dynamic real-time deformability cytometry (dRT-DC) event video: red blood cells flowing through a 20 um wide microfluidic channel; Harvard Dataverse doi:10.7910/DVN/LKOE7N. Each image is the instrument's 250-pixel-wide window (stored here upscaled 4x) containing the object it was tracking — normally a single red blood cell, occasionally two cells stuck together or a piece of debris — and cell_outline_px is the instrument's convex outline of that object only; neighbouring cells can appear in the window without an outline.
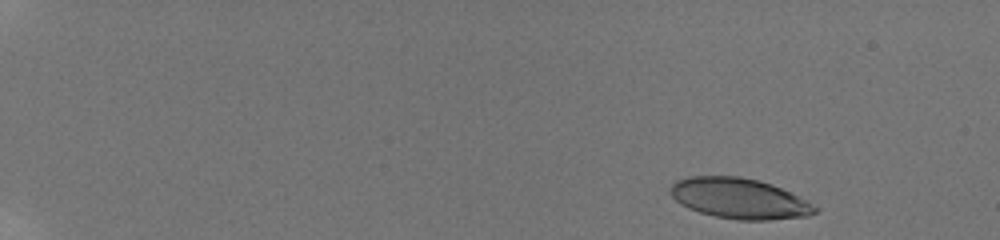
{"species": "human", "species_latin": "Homo sapiens", "temperature_condition": "room temperature", "stored_images_in_passage": 27, "camera_frame_rate_fps": 3000, "um_per_image_px": 0.085, "donor": {"sex": "male"}, "frame": {"image": 1, "passage_image": 1, "time_ms": 0.0, "image_size_px": [1000, 240], "cell_outline_px": [[820, 208], [816, 212], [808, 216], [768, 220], [740, 220], [716, 216], [700, 212], [688, 208], [680, 204], [672, 196], [668, 188], [676, 180], [688, 176], [740, 176], [772, 184], [808, 200]], "centroid_in_image_um": [62.85, 16.86], "position_along_channel_um": 22.1, "area_um2": 34.28}}
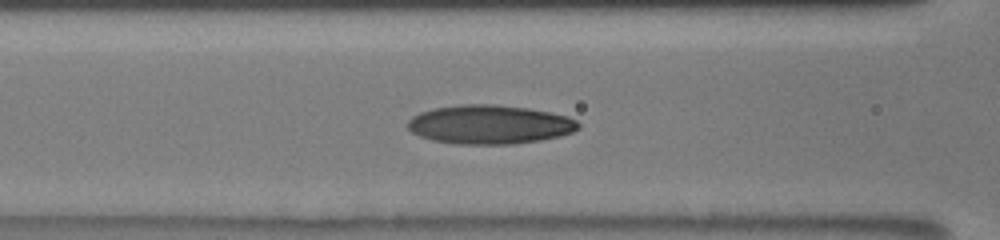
{"frame": {"image": 2, "passage_image": 13, "time_ms": 4.0, "image_size_px": [1000, 240], "cell_outline_px": [[580, 128], [572, 132], [560, 136], [540, 140], [512, 144], [456, 144], [432, 140], [420, 136], [412, 132], [408, 128], [408, 120], [412, 116], [420, 112], [436, 108], [464, 104], [492, 104], [528, 108], [568, 116], [576, 120], [580, 124]], "centroid_in_image_um": [41.63, 10.59], "position_along_channel_um": 125.0, "area_um2": 38.67}}
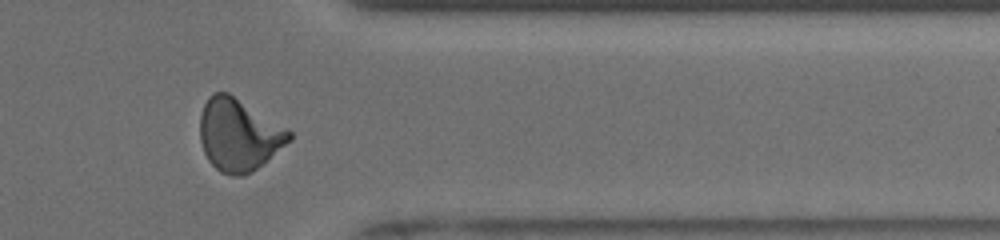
{"frame": {"image": 3, "passage_image": 23, "time_ms": 7.333, "image_size_px": [1000, 240], "cell_outline_px": [[292, 140], [252, 172], [244, 176], [232, 176], [220, 172], [208, 160], [204, 152], [200, 140], [200, 116], [204, 104], [208, 96], [216, 92], [228, 92], [288, 128], [292, 132]], "centroid_in_image_um": [20.3, 11.46], "position_along_channel_um": 391.1, "area_um2": 37.69}}